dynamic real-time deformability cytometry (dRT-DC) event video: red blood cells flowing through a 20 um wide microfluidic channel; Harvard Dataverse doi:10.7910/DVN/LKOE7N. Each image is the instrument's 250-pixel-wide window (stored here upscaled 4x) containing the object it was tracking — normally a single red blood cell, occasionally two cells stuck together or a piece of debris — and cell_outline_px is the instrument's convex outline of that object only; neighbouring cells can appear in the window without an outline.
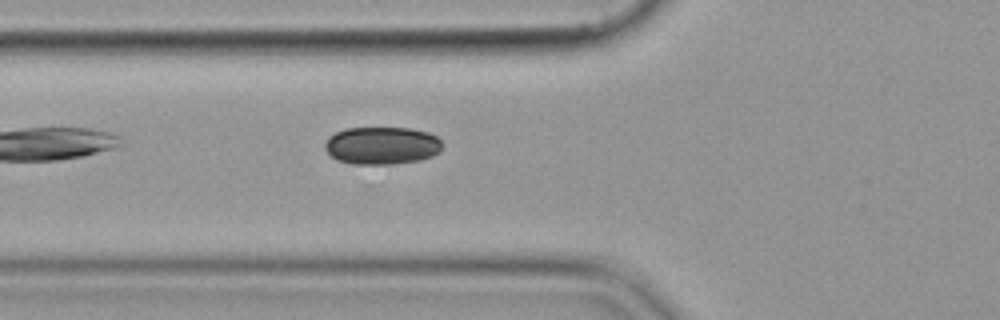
{"species": "common noctule bat (a hibernating species)", "species_latin": "Nyctalus noctula", "temperature_condition": "cold", "stored_images_in_passage": 40, "camera_frame_rate_fps": 3000, "um_per_image_px": 0.085, "animal": {"sex": "female", "body_mass_g": 19.9}, "frame": {"image": 1, "passage_image": 12, "time_ms": 3.667, "image_size_px": [1000, 320], "cell_outline_px": [[440, 152], [432, 156], [420, 160], [392, 164], [352, 164], [336, 160], [324, 148], [324, 144], [328, 136], [344, 128], [412, 128], [428, 132], [436, 136], [440, 140]], "centroid_in_image_um": [32.43, 12.37], "position_along_channel_um": 93.4, "area_um2": 25.89}}
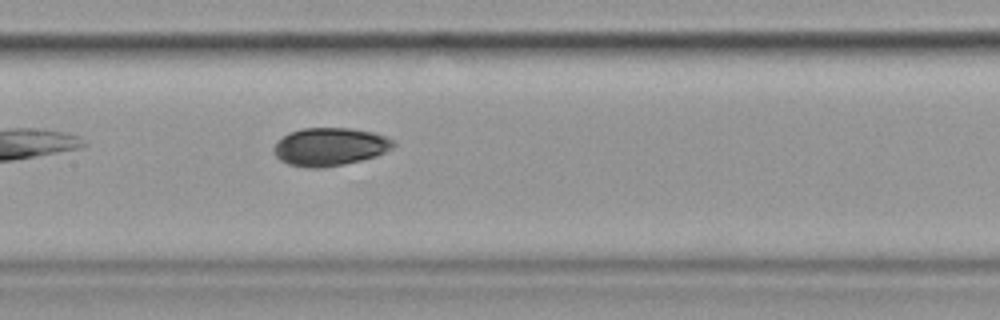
{"frame": {"image": 2, "passage_image": 19, "time_ms": 6.0, "image_size_px": [1000, 320], "cell_outline_px": [[396, 144], [392, 148], [376, 156], [344, 164], [316, 168], [308, 168], [288, 164], [280, 160], [276, 156], [272, 148], [276, 140], [288, 132], [304, 128], [352, 128], [372, 132], [396, 140]], "centroid_in_image_um": [28.01, 12.46], "position_along_channel_um": 179.4, "area_um2": 26.65}}
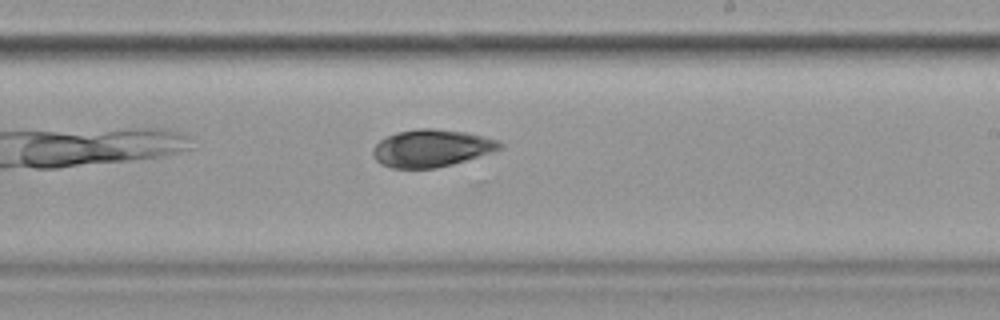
{"frame": {"image": 3, "passage_image": 25, "time_ms": 8.0, "image_size_px": [1000, 320], "cell_outline_px": [[504, 144], [500, 148], [492, 152], [452, 164], [436, 168], [392, 168], [380, 164], [376, 160], [372, 152], [372, 148], [380, 140], [396, 132], [420, 128], [432, 128], [464, 132], [500, 140]], "centroid_in_image_um": [36.66, 12.59], "position_along_channel_um": 252.3, "area_um2": 27.51}}